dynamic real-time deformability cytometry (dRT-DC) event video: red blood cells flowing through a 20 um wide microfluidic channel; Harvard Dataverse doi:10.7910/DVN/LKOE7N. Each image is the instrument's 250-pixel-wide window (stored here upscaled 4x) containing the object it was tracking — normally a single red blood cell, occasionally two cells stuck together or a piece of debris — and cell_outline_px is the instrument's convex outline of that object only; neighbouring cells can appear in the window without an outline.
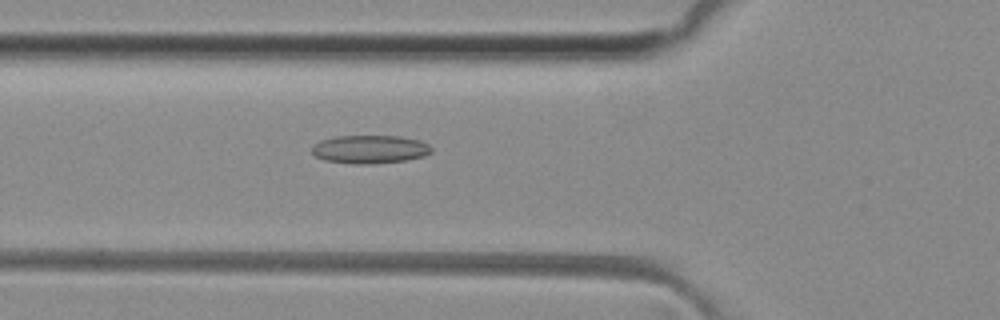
{"species": "common noctule bat (a hibernating species)", "species_latin": "Nyctalus noctula", "temperature_condition": "room temperature", "stored_images_in_passage": 45, "camera_frame_rate_fps": 3000, "um_per_image_px": 0.085, "animal": {"sex": "female", "body_mass_g": 29.2, "forearm_length_mm": 56.3}, "frame": {"image": 1, "passage_image": 13, "time_ms": 4.0, "image_size_px": [1000, 320], "cell_outline_px": [[432, 152], [424, 156], [404, 160], [368, 164], [352, 164], [324, 160], [316, 156], [312, 152], [312, 144], [320, 140], [336, 136], [400, 136], [420, 140], [428, 144], [432, 148]], "centroid_in_image_um": [31.42, 12.68], "position_along_channel_um": 94.4, "area_um2": 19.77}}
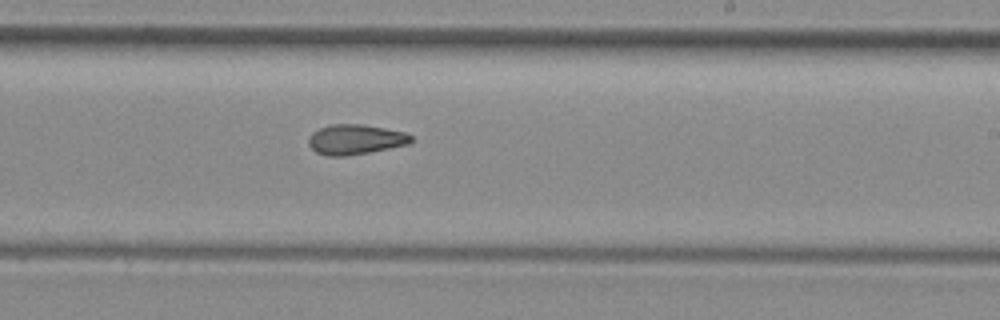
{"frame": {"image": 2, "passage_image": 25, "time_ms": 8.0, "image_size_px": [1000, 320], "cell_outline_px": [[412, 140], [408, 144], [368, 152], [344, 156], [328, 156], [316, 152], [308, 144], [308, 140], [312, 132], [320, 128], [332, 124], [360, 124], [384, 128], [404, 132], [412, 136]], "centroid_in_image_um": [30.18, 11.85], "position_along_channel_um": 258.8, "area_um2": 17.69}}
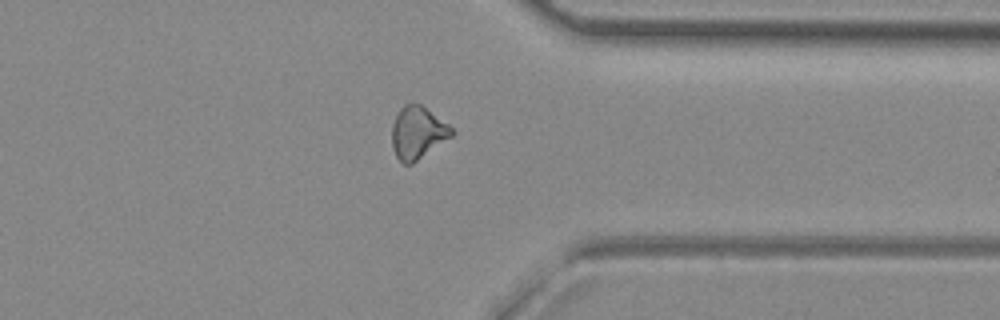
{"frame": {"image": 3, "passage_image": 34, "time_ms": 11.0, "image_size_px": [1000, 320], "cell_outline_px": [[456, 132], [452, 136], [412, 164], [404, 164], [396, 156], [392, 144], [392, 124], [400, 108], [404, 104], [420, 104], [448, 124]], "centroid_in_image_um": [35.5, 11.28], "position_along_channel_um": 375.9, "area_um2": 18.03}, "authors_computed_cell_mechanics": {"area_um2": 18.2648, "velocity_mm_per_s": 4.0991, "shape_relaxation_time_tau1_ms": null, "shape_relaxation_time_tau2_ms": 4.5426, "deformation_change_tau1": null, "deformation_change_tau2": 0.1253}}